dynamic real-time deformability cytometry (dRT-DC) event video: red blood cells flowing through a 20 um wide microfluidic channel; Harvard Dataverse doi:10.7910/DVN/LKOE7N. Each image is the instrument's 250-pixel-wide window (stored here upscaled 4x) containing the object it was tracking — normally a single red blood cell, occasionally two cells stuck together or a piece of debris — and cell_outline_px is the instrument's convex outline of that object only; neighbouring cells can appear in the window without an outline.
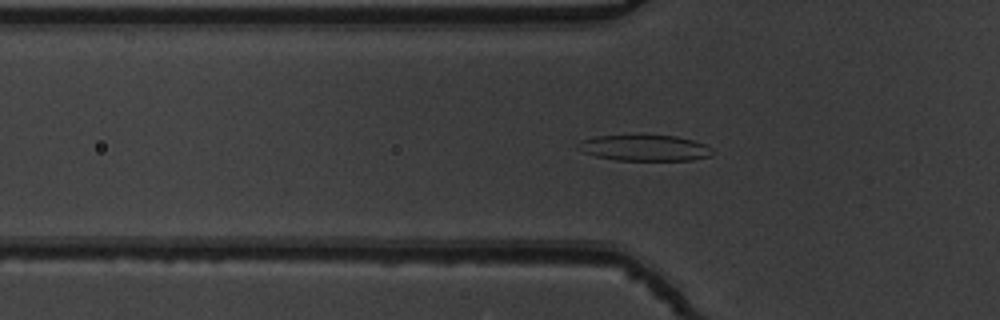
{"species": "common noctule bat (a hibernating species)", "species_latin": "Nyctalus noctula", "temperature_condition": "warm", "stored_images_in_passage": 54, "camera_frame_rate_fps": 3000, "um_per_image_px": 0.085, "animal": {"sex": "male", "body_mass_g": 19.5, "forearm_length_mm": 54.6}, "frame": {"image": 1, "passage_image": 19, "time_ms": 6.0, "image_size_px": [1000, 320], "cell_outline_px": [[712, 156], [692, 160], [616, 160], [596, 156], [584, 152], [576, 148], [580, 140], [596, 136], [676, 136], [692, 140], [704, 144], [712, 148]], "centroid_in_image_um": [54.8, 12.58], "position_along_channel_um": 71.0, "area_um2": 20.11}}
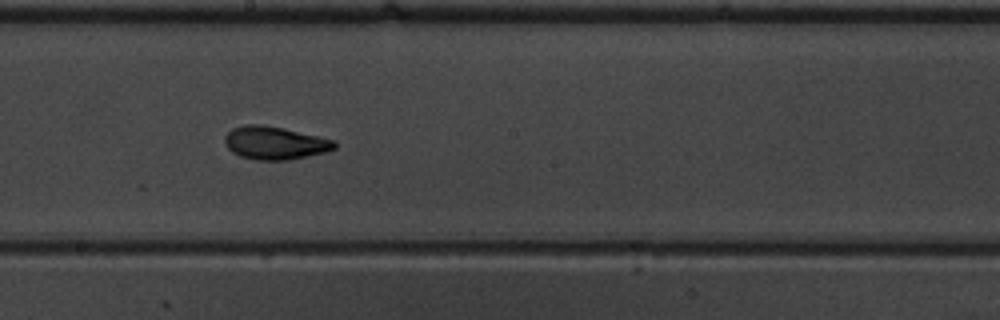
{"frame": {"image": 2, "passage_image": 31, "time_ms": 10.0, "image_size_px": [1000, 320], "cell_outline_px": [[336, 148], [328, 152], [288, 160], [256, 160], [240, 156], [232, 152], [224, 144], [224, 136], [232, 128], [244, 124], [260, 124], [284, 128], [336, 140]], "centroid_in_image_um": [23.37, 12.15], "position_along_channel_um": 224.8, "area_um2": 21.39}}
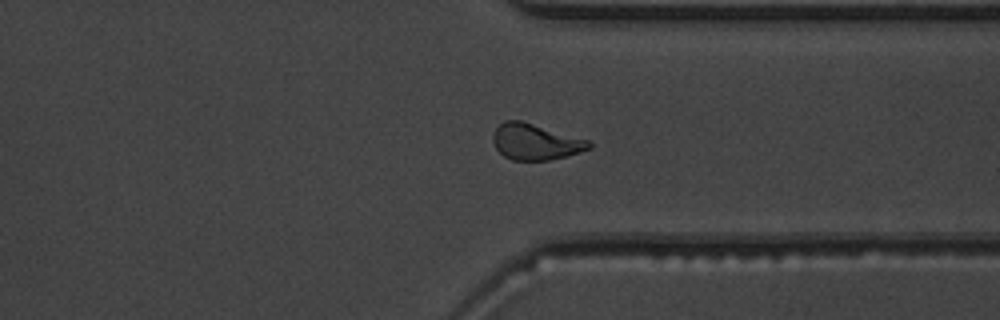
{"frame": {"image": 3, "passage_image": 42, "time_ms": 13.667, "image_size_px": [1000, 320], "cell_outline_px": [[592, 148], [580, 152], [548, 160], [512, 160], [504, 156], [496, 148], [492, 140], [492, 132], [504, 120], [520, 120], [588, 140], [592, 144]], "centroid_in_image_um": [45.48, 12.05], "position_along_channel_um": 365.9, "area_um2": 20.0}, "authors_computed_cell_mechanics": {"area_um2": 20.808, "velocity_mm_per_s": 3.845, "shape_relaxation_time_tau1_ms": 4.3389, "shape_relaxation_time_tau2_ms": 2.1863, "deformation_change_tau1": 0.1493, "deformation_change_tau2": 0.0868}}